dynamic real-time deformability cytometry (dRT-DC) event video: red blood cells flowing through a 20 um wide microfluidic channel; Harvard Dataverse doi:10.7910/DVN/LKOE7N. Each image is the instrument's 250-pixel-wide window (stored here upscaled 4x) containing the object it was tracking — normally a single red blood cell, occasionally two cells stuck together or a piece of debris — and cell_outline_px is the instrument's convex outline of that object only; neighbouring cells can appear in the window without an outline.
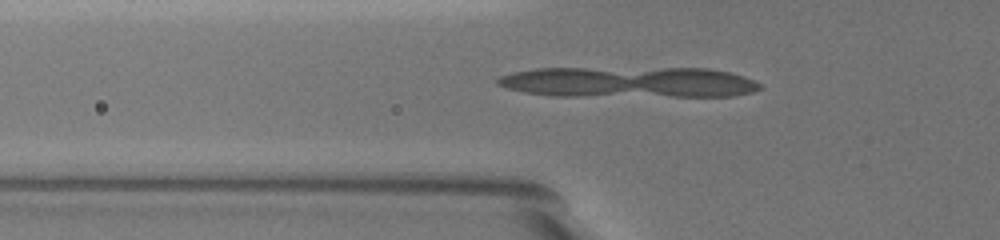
{"species": "common noctule bat (a hibernating species)", "species_latin": "Nyctalus noctula", "temperature_condition": "warm", "stored_images_in_passage": 3, "camera_frame_rate_fps": 3000, "um_per_image_px": 0.085, "animal": {"sex": "female", "body_mass_g": 19.5, "forearm_length_mm": 54.1}, "frame": {"image": 1, "passage_image": 2, "time_ms": 0.333, "image_size_px": [1000, 240], "cell_outline_px": [[752, 196], [744, 216], [736, 216], [676, 156], [664, 140], [668, 120], [672, 120], [736, 168], [740, 172]], "centroid_in_image_um": [60.33, 14.34], "position_along_channel_um": 65.5, "area_um2": 23.18}}